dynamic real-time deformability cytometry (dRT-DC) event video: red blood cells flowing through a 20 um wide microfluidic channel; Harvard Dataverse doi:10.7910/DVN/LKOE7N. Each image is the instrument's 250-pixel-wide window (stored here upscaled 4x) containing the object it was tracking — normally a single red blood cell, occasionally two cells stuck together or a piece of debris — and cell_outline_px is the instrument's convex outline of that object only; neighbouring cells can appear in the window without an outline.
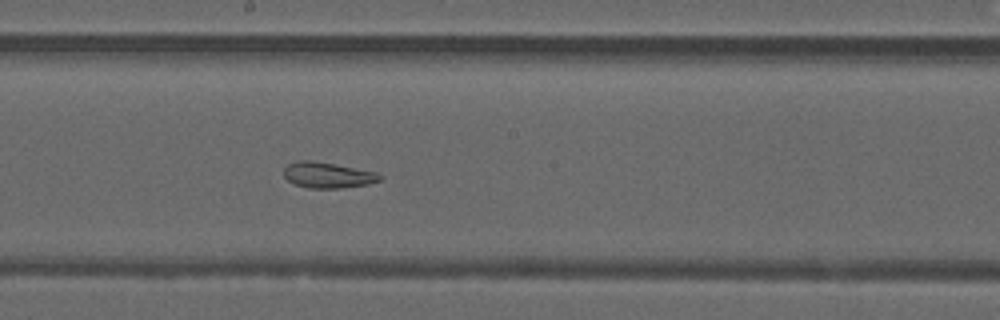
{"species": "common noctule bat (a hibernating species)", "species_latin": "Nyctalus noctula", "temperature_condition": "warm", "stored_images_in_passage": 39, "segment_of_instrument_passage": [2, 2], "camera_frame_rate_fps": 3000, "um_per_image_px": 0.085, "animal": {"sex": "male", "forearm_length_mm": 52.5}, "frame": {"image": 1, "passage_image": 17, "time_ms": 5.333, "image_size_px": [1000, 320], "cell_outline_px": [[384, 176], [380, 180], [368, 184], [340, 188], [308, 188], [296, 184], [288, 180], [284, 176], [284, 168], [288, 164], [296, 160], [308, 160], [332, 164], [376, 172]], "centroid_in_image_um": [27.84, 14.89], "position_along_channel_um": 220.4, "area_um2": 14.22}}
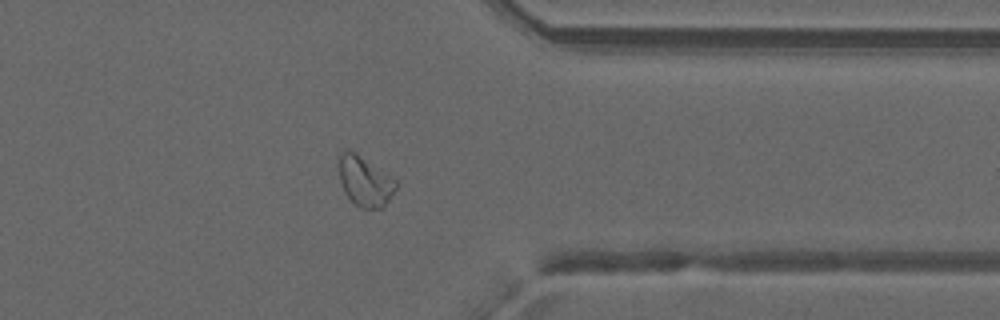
{"frame": {"image": 2, "passage_image": 29, "time_ms": 9.333, "image_size_px": [1000, 320], "cell_outline_px": [[396, 188], [388, 200], [380, 208], [360, 208], [344, 192], [340, 180], [336, 156], [344, 148], [352, 148], [396, 180]], "centroid_in_image_um": [30.94, 15.3], "position_along_channel_um": 380.5, "area_um2": 16.94}}
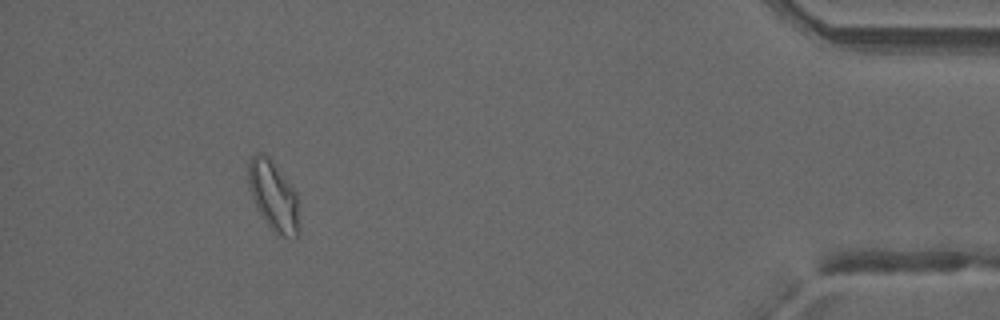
{"frame": {"image": 3, "passage_image": 35, "time_ms": 11.333, "image_size_px": [1000, 320], "cell_outline_px": [[296, 236], [276, 236], [264, 220], [256, 208], [248, 184], [248, 160], [256, 152], [264, 152], [268, 156], [296, 192]], "centroid_in_image_um": [23.16, 16.59], "position_along_channel_um": 412.0, "area_um2": 20.11}}